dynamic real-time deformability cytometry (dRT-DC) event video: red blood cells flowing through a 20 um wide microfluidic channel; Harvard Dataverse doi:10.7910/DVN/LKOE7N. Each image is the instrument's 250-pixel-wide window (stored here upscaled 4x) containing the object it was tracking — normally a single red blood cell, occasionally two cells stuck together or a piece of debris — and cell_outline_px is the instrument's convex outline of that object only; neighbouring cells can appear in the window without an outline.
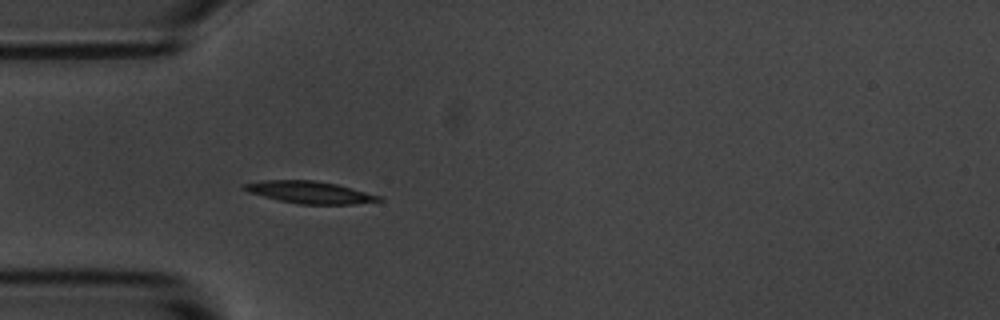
{"species": "common noctule bat (a hibernating species)", "species_latin": "Nyctalus noctula", "temperature_condition": "room temperature", "stored_images_in_passage": 3, "camera_frame_rate_fps": 3000, "um_per_image_px": 0.085, "animal": {"sex": "male", "body_mass_g": 20.1, "forearm_length_mm": 53.5}, "frame": {"image": 1, "passage_image": 3, "time_ms": 2.333, "image_size_px": [1000, 320], "cell_outline_px": [[384, 200], [352, 204], [300, 204], [280, 200], [248, 192], [240, 188], [244, 184], [264, 180], [312, 180], [336, 184], [384, 196]], "centroid_in_image_um": [26.37, 16.34], "position_along_channel_um": 58.6, "area_um2": 17.28}}